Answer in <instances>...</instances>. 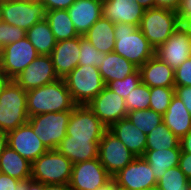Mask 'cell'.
Segmentation results:
<instances>
[{
  "label": "cell",
  "instance_id": "6da1fadb",
  "mask_svg": "<svg viewBox=\"0 0 191 190\" xmlns=\"http://www.w3.org/2000/svg\"><path fill=\"white\" fill-rule=\"evenodd\" d=\"M76 106L64 79L27 91L28 116L44 113L72 111Z\"/></svg>",
  "mask_w": 191,
  "mask_h": 190
},
{
  "label": "cell",
  "instance_id": "7a4b0ae2",
  "mask_svg": "<svg viewBox=\"0 0 191 190\" xmlns=\"http://www.w3.org/2000/svg\"><path fill=\"white\" fill-rule=\"evenodd\" d=\"M114 52L124 57L138 69L155 55V49L150 45L138 26L115 24Z\"/></svg>",
  "mask_w": 191,
  "mask_h": 190
},
{
  "label": "cell",
  "instance_id": "3957f363",
  "mask_svg": "<svg viewBox=\"0 0 191 190\" xmlns=\"http://www.w3.org/2000/svg\"><path fill=\"white\" fill-rule=\"evenodd\" d=\"M76 105H88L105 87L98 67L78 65L63 78Z\"/></svg>",
  "mask_w": 191,
  "mask_h": 190
},
{
  "label": "cell",
  "instance_id": "277c9868",
  "mask_svg": "<svg viewBox=\"0 0 191 190\" xmlns=\"http://www.w3.org/2000/svg\"><path fill=\"white\" fill-rule=\"evenodd\" d=\"M28 119L27 91L11 80L0 95V130L8 133Z\"/></svg>",
  "mask_w": 191,
  "mask_h": 190
},
{
  "label": "cell",
  "instance_id": "5b68a950",
  "mask_svg": "<svg viewBox=\"0 0 191 190\" xmlns=\"http://www.w3.org/2000/svg\"><path fill=\"white\" fill-rule=\"evenodd\" d=\"M179 22L177 11L154 7L145 10L138 28L156 50L179 27Z\"/></svg>",
  "mask_w": 191,
  "mask_h": 190
},
{
  "label": "cell",
  "instance_id": "8992f818",
  "mask_svg": "<svg viewBox=\"0 0 191 190\" xmlns=\"http://www.w3.org/2000/svg\"><path fill=\"white\" fill-rule=\"evenodd\" d=\"M73 163L57 149L48 150L31 164V180L42 184L69 183Z\"/></svg>",
  "mask_w": 191,
  "mask_h": 190
},
{
  "label": "cell",
  "instance_id": "52a82bcc",
  "mask_svg": "<svg viewBox=\"0 0 191 190\" xmlns=\"http://www.w3.org/2000/svg\"><path fill=\"white\" fill-rule=\"evenodd\" d=\"M71 112H52L29 117L28 123L32 126L33 132L48 150L57 149L66 137Z\"/></svg>",
  "mask_w": 191,
  "mask_h": 190
},
{
  "label": "cell",
  "instance_id": "ba28073f",
  "mask_svg": "<svg viewBox=\"0 0 191 190\" xmlns=\"http://www.w3.org/2000/svg\"><path fill=\"white\" fill-rule=\"evenodd\" d=\"M46 7L40 0H13L0 3L1 21L27 31L46 19Z\"/></svg>",
  "mask_w": 191,
  "mask_h": 190
},
{
  "label": "cell",
  "instance_id": "9c48e42d",
  "mask_svg": "<svg viewBox=\"0 0 191 190\" xmlns=\"http://www.w3.org/2000/svg\"><path fill=\"white\" fill-rule=\"evenodd\" d=\"M135 158L136 156L108 129L104 132L98 145V159L111 177Z\"/></svg>",
  "mask_w": 191,
  "mask_h": 190
},
{
  "label": "cell",
  "instance_id": "30bf717a",
  "mask_svg": "<svg viewBox=\"0 0 191 190\" xmlns=\"http://www.w3.org/2000/svg\"><path fill=\"white\" fill-rule=\"evenodd\" d=\"M38 55L33 44L25 36L0 50V68L13 80Z\"/></svg>",
  "mask_w": 191,
  "mask_h": 190
},
{
  "label": "cell",
  "instance_id": "8fae6325",
  "mask_svg": "<svg viewBox=\"0 0 191 190\" xmlns=\"http://www.w3.org/2000/svg\"><path fill=\"white\" fill-rule=\"evenodd\" d=\"M107 127L87 105H76L71 112L66 135L71 139L101 140Z\"/></svg>",
  "mask_w": 191,
  "mask_h": 190
},
{
  "label": "cell",
  "instance_id": "7c38bea8",
  "mask_svg": "<svg viewBox=\"0 0 191 190\" xmlns=\"http://www.w3.org/2000/svg\"><path fill=\"white\" fill-rule=\"evenodd\" d=\"M112 178L117 186L126 190H148L157 186L153 170L144 157H136Z\"/></svg>",
  "mask_w": 191,
  "mask_h": 190
},
{
  "label": "cell",
  "instance_id": "4fadbf2b",
  "mask_svg": "<svg viewBox=\"0 0 191 190\" xmlns=\"http://www.w3.org/2000/svg\"><path fill=\"white\" fill-rule=\"evenodd\" d=\"M112 177L98 158L73 164L69 185L72 190H96Z\"/></svg>",
  "mask_w": 191,
  "mask_h": 190
},
{
  "label": "cell",
  "instance_id": "5bb4252c",
  "mask_svg": "<svg viewBox=\"0 0 191 190\" xmlns=\"http://www.w3.org/2000/svg\"><path fill=\"white\" fill-rule=\"evenodd\" d=\"M96 117L107 127L127 117L125 99L107 86L87 105Z\"/></svg>",
  "mask_w": 191,
  "mask_h": 190
},
{
  "label": "cell",
  "instance_id": "9a60e30c",
  "mask_svg": "<svg viewBox=\"0 0 191 190\" xmlns=\"http://www.w3.org/2000/svg\"><path fill=\"white\" fill-rule=\"evenodd\" d=\"M59 79L50 55H38L13 80L25 91L39 88Z\"/></svg>",
  "mask_w": 191,
  "mask_h": 190
},
{
  "label": "cell",
  "instance_id": "2e32d148",
  "mask_svg": "<svg viewBox=\"0 0 191 190\" xmlns=\"http://www.w3.org/2000/svg\"><path fill=\"white\" fill-rule=\"evenodd\" d=\"M7 134L8 146L31 163L48 151L28 122Z\"/></svg>",
  "mask_w": 191,
  "mask_h": 190
},
{
  "label": "cell",
  "instance_id": "e0dca14e",
  "mask_svg": "<svg viewBox=\"0 0 191 190\" xmlns=\"http://www.w3.org/2000/svg\"><path fill=\"white\" fill-rule=\"evenodd\" d=\"M190 37L181 27L155 50V56L174 70L190 57Z\"/></svg>",
  "mask_w": 191,
  "mask_h": 190
},
{
  "label": "cell",
  "instance_id": "ac0fdd59",
  "mask_svg": "<svg viewBox=\"0 0 191 190\" xmlns=\"http://www.w3.org/2000/svg\"><path fill=\"white\" fill-rule=\"evenodd\" d=\"M103 16L114 24L140 25L145 9L137 0H103Z\"/></svg>",
  "mask_w": 191,
  "mask_h": 190
},
{
  "label": "cell",
  "instance_id": "d6986e66",
  "mask_svg": "<svg viewBox=\"0 0 191 190\" xmlns=\"http://www.w3.org/2000/svg\"><path fill=\"white\" fill-rule=\"evenodd\" d=\"M79 52L80 36L56 42L50 56L59 78L63 79L78 66Z\"/></svg>",
  "mask_w": 191,
  "mask_h": 190
},
{
  "label": "cell",
  "instance_id": "ffe728a7",
  "mask_svg": "<svg viewBox=\"0 0 191 190\" xmlns=\"http://www.w3.org/2000/svg\"><path fill=\"white\" fill-rule=\"evenodd\" d=\"M103 0H76L68 9L77 33L83 36L103 16Z\"/></svg>",
  "mask_w": 191,
  "mask_h": 190
},
{
  "label": "cell",
  "instance_id": "44dd1931",
  "mask_svg": "<svg viewBox=\"0 0 191 190\" xmlns=\"http://www.w3.org/2000/svg\"><path fill=\"white\" fill-rule=\"evenodd\" d=\"M108 130L136 157H143L146 150L147 134L136 128L127 117L112 124Z\"/></svg>",
  "mask_w": 191,
  "mask_h": 190
},
{
  "label": "cell",
  "instance_id": "7402d4cb",
  "mask_svg": "<svg viewBox=\"0 0 191 190\" xmlns=\"http://www.w3.org/2000/svg\"><path fill=\"white\" fill-rule=\"evenodd\" d=\"M141 82L148 87H175L174 69L157 56L151 57L140 68Z\"/></svg>",
  "mask_w": 191,
  "mask_h": 190
},
{
  "label": "cell",
  "instance_id": "603a6c76",
  "mask_svg": "<svg viewBox=\"0 0 191 190\" xmlns=\"http://www.w3.org/2000/svg\"><path fill=\"white\" fill-rule=\"evenodd\" d=\"M100 140L71 139L67 136L60 142L57 150L73 164L98 158Z\"/></svg>",
  "mask_w": 191,
  "mask_h": 190
},
{
  "label": "cell",
  "instance_id": "cb8c5ba5",
  "mask_svg": "<svg viewBox=\"0 0 191 190\" xmlns=\"http://www.w3.org/2000/svg\"><path fill=\"white\" fill-rule=\"evenodd\" d=\"M163 123L179 139L191 130V114L182 100L175 95L163 114Z\"/></svg>",
  "mask_w": 191,
  "mask_h": 190
},
{
  "label": "cell",
  "instance_id": "d4e9b609",
  "mask_svg": "<svg viewBox=\"0 0 191 190\" xmlns=\"http://www.w3.org/2000/svg\"><path fill=\"white\" fill-rule=\"evenodd\" d=\"M115 24L102 16L83 35L99 52L110 53L115 47Z\"/></svg>",
  "mask_w": 191,
  "mask_h": 190
},
{
  "label": "cell",
  "instance_id": "484cf974",
  "mask_svg": "<svg viewBox=\"0 0 191 190\" xmlns=\"http://www.w3.org/2000/svg\"><path fill=\"white\" fill-rule=\"evenodd\" d=\"M98 69L107 85L114 80H123L126 76L133 74L138 68L113 51L106 54Z\"/></svg>",
  "mask_w": 191,
  "mask_h": 190
},
{
  "label": "cell",
  "instance_id": "4316f807",
  "mask_svg": "<svg viewBox=\"0 0 191 190\" xmlns=\"http://www.w3.org/2000/svg\"><path fill=\"white\" fill-rule=\"evenodd\" d=\"M31 164L9 146L0 156V172L20 181L31 179Z\"/></svg>",
  "mask_w": 191,
  "mask_h": 190
},
{
  "label": "cell",
  "instance_id": "83f0119b",
  "mask_svg": "<svg viewBox=\"0 0 191 190\" xmlns=\"http://www.w3.org/2000/svg\"><path fill=\"white\" fill-rule=\"evenodd\" d=\"M180 154L181 148L145 150L143 157L150 164L158 181L166 170L178 166Z\"/></svg>",
  "mask_w": 191,
  "mask_h": 190
},
{
  "label": "cell",
  "instance_id": "f1b7e54d",
  "mask_svg": "<svg viewBox=\"0 0 191 190\" xmlns=\"http://www.w3.org/2000/svg\"><path fill=\"white\" fill-rule=\"evenodd\" d=\"M26 37L39 55H51L57 42L46 19L40 20L28 29Z\"/></svg>",
  "mask_w": 191,
  "mask_h": 190
},
{
  "label": "cell",
  "instance_id": "f546056e",
  "mask_svg": "<svg viewBox=\"0 0 191 190\" xmlns=\"http://www.w3.org/2000/svg\"><path fill=\"white\" fill-rule=\"evenodd\" d=\"M46 20L57 42L80 36L72 23L67 10H50L46 13Z\"/></svg>",
  "mask_w": 191,
  "mask_h": 190
},
{
  "label": "cell",
  "instance_id": "4dcf8cb0",
  "mask_svg": "<svg viewBox=\"0 0 191 190\" xmlns=\"http://www.w3.org/2000/svg\"><path fill=\"white\" fill-rule=\"evenodd\" d=\"M181 148L180 139L162 122L147 134L146 150Z\"/></svg>",
  "mask_w": 191,
  "mask_h": 190
},
{
  "label": "cell",
  "instance_id": "1f68e13d",
  "mask_svg": "<svg viewBox=\"0 0 191 190\" xmlns=\"http://www.w3.org/2000/svg\"><path fill=\"white\" fill-rule=\"evenodd\" d=\"M127 118L145 134L150 133L163 122V116L150 108L130 111L127 113Z\"/></svg>",
  "mask_w": 191,
  "mask_h": 190
},
{
  "label": "cell",
  "instance_id": "d6a6232c",
  "mask_svg": "<svg viewBox=\"0 0 191 190\" xmlns=\"http://www.w3.org/2000/svg\"><path fill=\"white\" fill-rule=\"evenodd\" d=\"M162 190H191V181L185 176L179 166L169 168L157 181Z\"/></svg>",
  "mask_w": 191,
  "mask_h": 190
},
{
  "label": "cell",
  "instance_id": "836d02e7",
  "mask_svg": "<svg viewBox=\"0 0 191 190\" xmlns=\"http://www.w3.org/2000/svg\"><path fill=\"white\" fill-rule=\"evenodd\" d=\"M150 87L140 82L125 99L127 112L150 108Z\"/></svg>",
  "mask_w": 191,
  "mask_h": 190
},
{
  "label": "cell",
  "instance_id": "e575fe53",
  "mask_svg": "<svg viewBox=\"0 0 191 190\" xmlns=\"http://www.w3.org/2000/svg\"><path fill=\"white\" fill-rule=\"evenodd\" d=\"M150 94V109L163 116L175 95L174 87H152Z\"/></svg>",
  "mask_w": 191,
  "mask_h": 190
},
{
  "label": "cell",
  "instance_id": "d590c367",
  "mask_svg": "<svg viewBox=\"0 0 191 190\" xmlns=\"http://www.w3.org/2000/svg\"><path fill=\"white\" fill-rule=\"evenodd\" d=\"M78 65L99 67L106 53L99 52L86 38L80 35V52Z\"/></svg>",
  "mask_w": 191,
  "mask_h": 190
},
{
  "label": "cell",
  "instance_id": "8d00e7d4",
  "mask_svg": "<svg viewBox=\"0 0 191 190\" xmlns=\"http://www.w3.org/2000/svg\"><path fill=\"white\" fill-rule=\"evenodd\" d=\"M140 82L141 75L139 69H137L133 74L126 76L123 80L111 81L106 86L120 97L126 99Z\"/></svg>",
  "mask_w": 191,
  "mask_h": 190
},
{
  "label": "cell",
  "instance_id": "74e56055",
  "mask_svg": "<svg viewBox=\"0 0 191 190\" xmlns=\"http://www.w3.org/2000/svg\"><path fill=\"white\" fill-rule=\"evenodd\" d=\"M26 36V31L18 26L0 22V50Z\"/></svg>",
  "mask_w": 191,
  "mask_h": 190
},
{
  "label": "cell",
  "instance_id": "f35d334b",
  "mask_svg": "<svg viewBox=\"0 0 191 190\" xmlns=\"http://www.w3.org/2000/svg\"><path fill=\"white\" fill-rule=\"evenodd\" d=\"M175 86H191V56L174 70Z\"/></svg>",
  "mask_w": 191,
  "mask_h": 190
},
{
  "label": "cell",
  "instance_id": "ab89813d",
  "mask_svg": "<svg viewBox=\"0 0 191 190\" xmlns=\"http://www.w3.org/2000/svg\"><path fill=\"white\" fill-rule=\"evenodd\" d=\"M31 179L20 181L0 172V190H26Z\"/></svg>",
  "mask_w": 191,
  "mask_h": 190
},
{
  "label": "cell",
  "instance_id": "60d3db41",
  "mask_svg": "<svg viewBox=\"0 0 191 190\" xmlns=\"http://www.w3.org/2000/svg\"><path fill=\"white\" fill-rule=\"evenodd\" d=\"M175 96L182 100L185 107L191 114V86H175Z\"/></svg>",
  "mask_w": 191,
  "mask_h": 190
},
{
  "label": "cell",
  "instance_id": "b9f144b4",
  "mask_svg": "<svg viewBox=\"0 0 191 190\" xmlns=\"http://www.w3.org/2000/svg\"><path fill=\"white\" fill-rule=\"evenodd\" d=\"M47 11L64 9L67 10L76 0H40Z\"/></svg>",
  "mask_w": 191,
  "mask_h": 190
},
{
  "label": "cell",
  "instance_id": "7bdbcfd3",
  "mask_svg": "<svg viewBox=\"0 0 191 190\" xmlns=\"http://www.w3.org/2000/svg\"><path fill=\"white\" fill-rule=\"evenodd\" d=\"M178 166L191 181V153L181 151Z\"/></svg>",
  "mask_w": 191,
  "mask_h": 190
},
{
  "label": "cell",
  "instance_id": "ee69618b",
  "mask_svg": "<svg viewBox=\"0 0 191 190\" xmlns=\"http://www.w3.org/2000/svg\"><path fill=\"white\" fill-rule=\"evenodd\" d=\"M182 0H155V7L177 11Z\"/></svg>",
  "mask_w": 191,
  "mask_h": 190
},
{
  "label": "cell",
  "instance_id": "f6af8a7d",
  "mask_svg": "<svg viewBox=\"0 0 191 190\" xmlns=\"http://www.w3.org/2000/svg\"><path fill=\"white\" fill-rule=\"evenodd\" d=\"M179 17L191 18V0H182L179 9L177 10Z\"/></svg>",
  "mask_w": 191,
  "mask_h": 190
},
{
  "label": "cell",
  "instance_id": "bcb514c9",
  "mask_svg": "<svg viewBox=\"0 0 191 190\" xmlns=\"http://www.w3.org/2000/svg\"><path fill=\"white\" fill-rule=\"evenodd\" d=\"M182 152L191 153V130L180 139Z\"/></svg>",
  "mask_w": 191,
  "mask_h": 190
},
{
  "label": "cell",
  "instance_id": "7dc6e473",
  "mask_svg": "<svg viewBox=\"0 0 191 190\" xmlns=\"http://www.w3.org/2000/svg\"><path fill=\"white\" fill-rule=\"evenodd\" d=\"M179 27L191 37V18L179 17Z\"/></svg>",
  "mask_w": 191,
  "mask_h": 190
},
{
  "label": "cell",
  "instance_id": "c3c4849f",
  "mask_svg": "<svg viewBox=\"0 0 191 190\" xmlns=\"http://www.w3.org/2000/svg\"><path fill=\"white\" fill-rule=\"evenodd\" d=\"M43 190H72L69 183L65 184H43Z\"/></svg>",
  "mask_w": 191,
  "mask_h": 190
},
{
  "label": "cell",
  "instance_id": "681fc988",
  "mask_svg": "<svg viewBox=\"0 0 191 190\" xmlns=\"http://www.w3.org/2000/svg\"><path fill=\"white\" fill-rule=\"evenodd\" d=\"M11 81V79L5 74V72L0 68V95L4 91L5 87L8 85V83Z\"/></svg>",
  "mask_w": 191,
  "mask_h": 190
},
{
  "label": "cell",
  "instance_id": "f907efd6",
  "mask_svg": "<svg viewBox=\"0 0 191 190\" xmlns=\"http://www.w3.org/2000/svg\"><path fill=\"white\" fill-rule=\"evenodd\" d=\"M7 146H8V134L7 132L0 130V156Z\"/></svg>",
  "mask_w": 191,
  "mask_h": 190
},
{
  "label": "cell",
  "instance_id": "816d5d0a",
  "mask_svg": "<svg viewBox=\"0 0 191 190\" xmlns=\"http://www.w3.org/2000/svg\"><path fill=\"white\" fill-rule=\"evenodd\" d=\"M26 190H43V184L40 182L30 180L27 183Z\"/></svg>",
  "mask_w": 191,
  "mask_h": 190
},
{
  "label": "cell",
  "instance_id": "f5cc1de1",
  "mask_svg": "<svg viewBox=\"0 0 191 190\" xmlns=\"http://www.w3.org/2000/svg\"><path fill=\"white\" fill-rule=\"evenodd\" d=\"M140 6H142L145 10L155 7V0H137Z\"/></svg>",
  "mask_w": 191,
  "mask_h": 190
},
{
  "label": "cell",
  "instance_id": "db71d44e",
  "mask_svg": "<svg viewBox=\"0 0 191 190\" xmlns=\"http://www.w3.org/2000/svg\"><path fill=\"white\" fill-rule=\"evenodd\" d=\"M96 190H115V181L111 178L107 183L97 188Z\"/></svg>",
  "mask_w": 191,
  "mask_h": 190
},
{
  "label": "cell",
  "instance_id": "11a10c76",
  "mask_svg": "<svg viewBox=\"0 0 191 190\" xmlns=\"http://www.w3.org/2000/svg\"><path fill=\"white\" fill-rule=\"evenodd\" d=\"M148 190H162V189H160L158 186H155V187L149 188Z\"/></svg>",
  "mask_w": 191,
  "mask_h": 190
},
{
  "label": "cell",
  "instance_id": "9f6ffc18",
  "mask_svg": "<svg viewBox=\"0 0 191 190\" xmlns=\"http://www.w3.org/2000/svg\"><path fill=\"white\" fill-rule=\"evenodd\" d=\"M115 190H126V189H124V188H122V187L117 186V185H116V183H115Z\"/></svg>",
  "mask_w": 191,
  "mask_h": 190
},
{
  "label": "cell",
  "instance_id": "6f0895ef",
  "mask_svg": "<svg viewBox=\"0 0 191 190\" xmlns=\"http://www.w3.org/2000/svg\"><path fill=\"white\" fill-rule=\"evenodd\" d=\"M189 42H190V46H189V49H190V56H191V37H190V40H189Z\"/></svg>",
  "mask_w": 191,
  "mask_h": 190
}]
</instances>
